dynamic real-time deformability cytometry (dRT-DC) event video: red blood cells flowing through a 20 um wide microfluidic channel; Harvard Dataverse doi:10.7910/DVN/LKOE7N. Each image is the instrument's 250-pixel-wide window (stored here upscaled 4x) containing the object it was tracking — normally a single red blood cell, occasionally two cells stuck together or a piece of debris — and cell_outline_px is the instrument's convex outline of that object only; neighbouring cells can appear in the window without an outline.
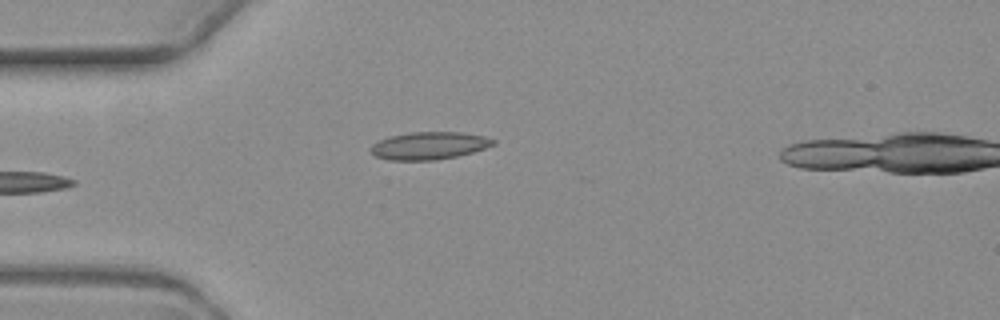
{"species": "common noctule bat (a hibernating species)", "species_latin": "Nyctalus noctula", "temperature_condition": "warm", "stored_images_in_passage": 8, "camera_frame_rate_fps": 3000, "um_per_image_px": 0.085, "animal": {"sex": "female", "body_mass_g": 19.3, "forearm_length_mm": 54.1}, "frame": {"image": 1, "passage_image": 5, "time_ms": 6.0, "image_size_px": [1000, 320], "cell_outline_px": [[496, 144], [472, 152], [456, 156], [436, 160], [388, 160], [376, 156], [372, 152], [372, 144], [388, 136], [412, 132], [464, 132], [484, 136], [496, 140]], "centroid_in_image_um": [36.5, 12.37], "position_along_channel_um": 48.5, "area_um2": 19.59}}
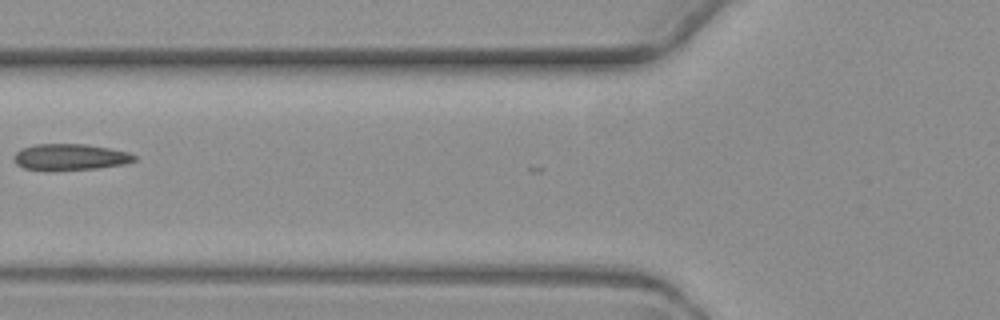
{"frame": {"image": 2, "passage_image": 7, "time_ms": 8.333, "image_size_px": [1000, 320], "cell_outline_px": [[136, 160], [124, 164], [96, 168], [24, 168], [16, 164], [12, 160], [12, 156], [20, 148], [36, 144], [88, 144], [128, 152], [136, 156]], "centroid_in_image_um": [5.95, 13.3], "position_along_channel_um": 119.8, "area_um2": 17.86}}